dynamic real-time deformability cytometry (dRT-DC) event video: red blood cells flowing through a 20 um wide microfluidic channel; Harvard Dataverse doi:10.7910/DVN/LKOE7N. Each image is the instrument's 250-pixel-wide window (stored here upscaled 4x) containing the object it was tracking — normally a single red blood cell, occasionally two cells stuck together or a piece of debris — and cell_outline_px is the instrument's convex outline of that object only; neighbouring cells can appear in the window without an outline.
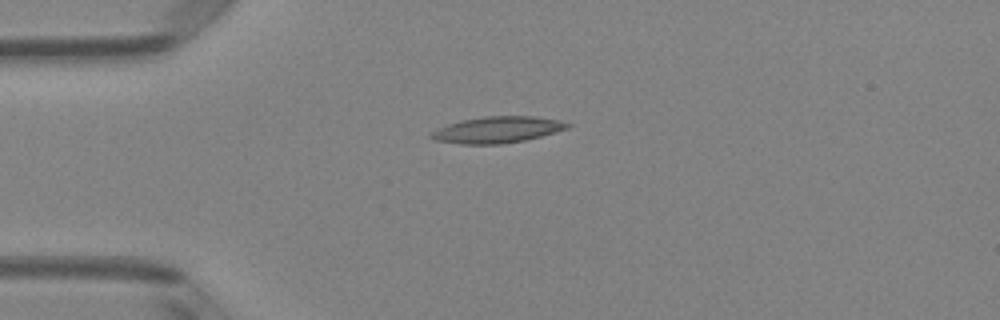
{"species": "Egyptian fruit bat (a non-hibernating species)", "species_latin": "Rousettus aegyptiacus", "temperature_condition": "room temperature", "stored_images_in_passage": 3, "camera_frame_rate_fps": 3000, "um_per_image_px": 0.085, "animal": {"sex": "female"}, "frame": {"image": 1, "passage_image": 1, "time_ms": 0.0, "image_size_px": [1000, 320], "cell_outline_px": [[572, 124], [568, 128], [540, 136], [524, 140], [500, 144], [460, 144], [436, 140], [428, 136], [432, 132], [448, 124], [464, 120], [484, 116], [532, 116], [560, 120]], "centroid_in_image_um": [42.29, 11.02], "position_along_channel_um": 42.7, "area_um2": 20.63}}
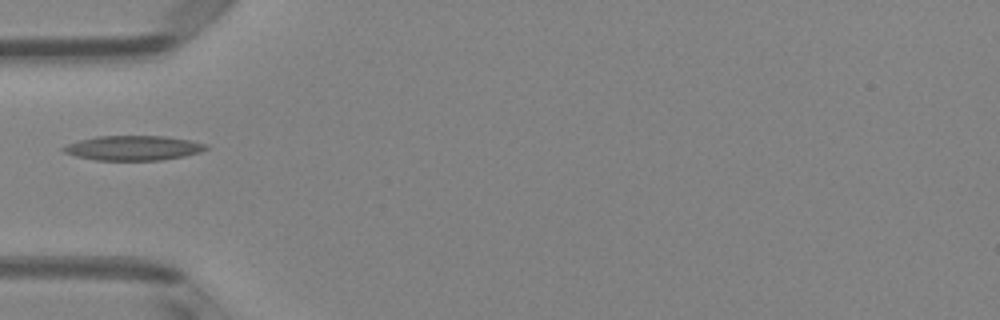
{"frame": {"image": 2, "passage_image": 2, "time_ms": 0.333, "image_size_px": [1000, 320], "cell_outline_px": [[208, 148], [200, 152], [184, 156], [160, 160], [96, 160], [76, 156], [64, 152], [60, 148], [68, 144], [80, 140], [96, 136], [164, 136], [188, 140], [204, 144]], "centroid_in_image_um": [11.29, 12.58], "position_along_channel_um": 73.7, "area_um2": 20.29}}
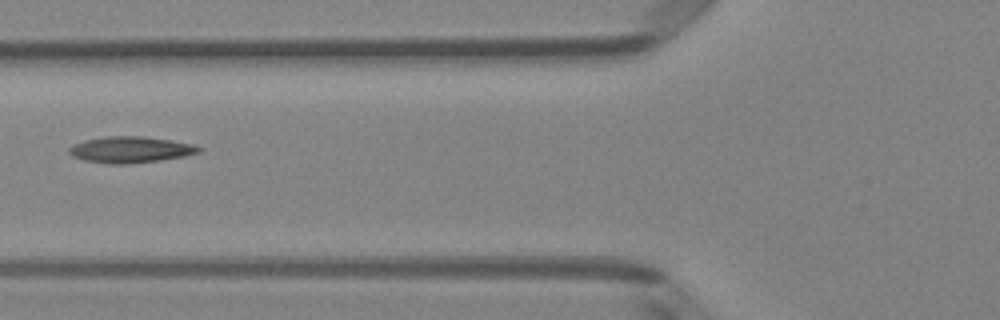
{"frame": {"image": 3, "passage_image": 3, "time_ms": 0.667, "image_size_px": [1000, 320], "cell_outline_px": [[200, 152], [184, 156], [160, 160], [124, 164], [108, 164], [84, 160], [72, 156], [68, 152], [68, 148], [72, 144], [84, 140], [104, 136], [144, 136], [192, 144], [200, 148]], "centroid_in_image_um": [11.02, 12.72], "position_along_channel_um": 114.8, "area_um2": 19.77}}